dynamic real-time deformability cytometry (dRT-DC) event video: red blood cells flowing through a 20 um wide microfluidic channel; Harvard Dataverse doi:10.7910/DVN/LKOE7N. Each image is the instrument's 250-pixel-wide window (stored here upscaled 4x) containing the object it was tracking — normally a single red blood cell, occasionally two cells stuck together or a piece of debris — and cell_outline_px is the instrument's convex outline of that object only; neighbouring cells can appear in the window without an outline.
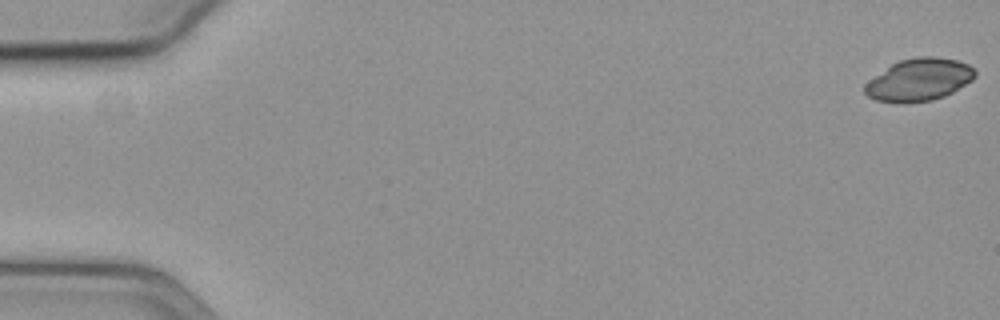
{"species": "common noctule bat (a hibernating species)", "species_latin": "Nyctalus noctula", "temperature_condition": "cold", "stored_images_in_passage": 6, "camera_frame_rate_fps": 3000, "um_per_image_px": 0.085, "animal": {"sex": "female", "body_mass_g": 19.3, "forearm_length_mm": 54.1}, "frame": {"image": 1, "passage_image": 1, "time_ms": 0.0, "image_size_px": [1000, 320], "cell_outline_px": [[976, 76], [972, 80], [952, 92], [944, 96], [932, 100], [904, 104], [876, 100], [868, 96], [864, 92], [864, 84], [868, 80], [892, 64], [900, 60], [916, 56], [936, 56], [956, 60], [968, 64], [976, 72]], "centroid_in_image_um": [78.1, 6.78], "position_along_channel_um": 6.9, "area_um2": 27.34}}